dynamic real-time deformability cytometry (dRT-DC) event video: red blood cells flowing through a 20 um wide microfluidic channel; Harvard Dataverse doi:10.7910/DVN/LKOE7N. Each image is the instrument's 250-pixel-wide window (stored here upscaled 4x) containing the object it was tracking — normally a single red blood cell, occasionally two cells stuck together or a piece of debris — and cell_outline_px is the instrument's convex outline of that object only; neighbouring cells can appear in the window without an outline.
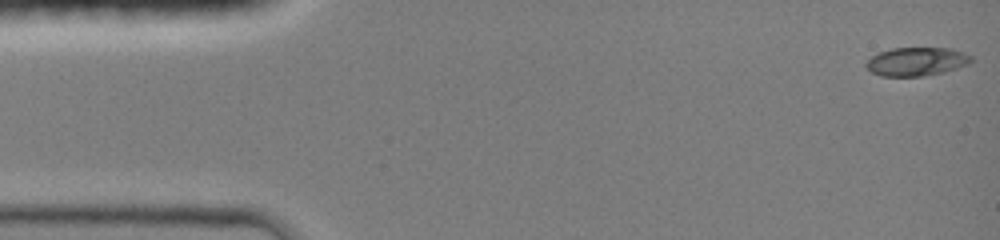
{"species": "common noctule bat (a hibernating species)", "species_latin": "Nyctalus noctula", "temperature_condition": "room temperature", "stored_images_in_passage": 27, "camera_frame_rate_fps": 3000, "um_per_image_px": 0.085, "animal": {"sex": "female", "body_mass_g": 19.0, "forearm_length_mm": 51.5}, "frame": {"image": 1, "passage_image": 1, "time_ms": 0.0, "image_size_px": [1000, 240], "cell_outline_px": [[972, 60], [968, 64], [944, 72], [920, 76], [880, 76], [872, 72], [864, 64], [876, 52], [892, 48], [952, 48], [972, 56]], "centroid_in_image_um": [77.88, 5.22], "position_along_channel_um": 7.1, "area_um2": 17.46}}
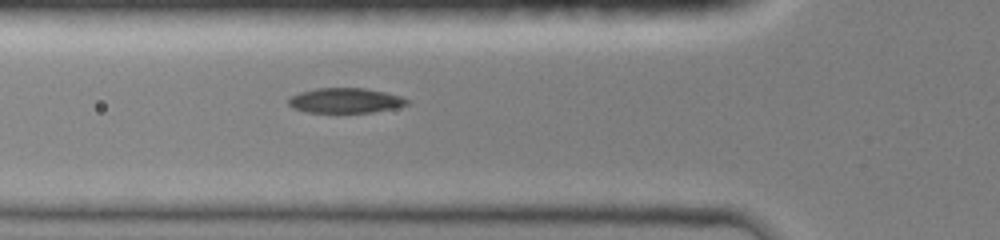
{"frame": {"image": 2, "passage_image": 16, "time_ms": 5.0, "image_size_px": [1000, 240], "cell_outline_px": [[408, 104], [396, 108], [372, 112], [308, 112], [292, 108], [288, 104], [288, 100], [292, 96], [300, 92], [316, 88], [364, 88], [384, 92], [400, 96], [408, 100]], "centroid_in_image_um": [29.34, 8.54], "position_along_channel_um": 96.5, "area_um2": 17.11}}
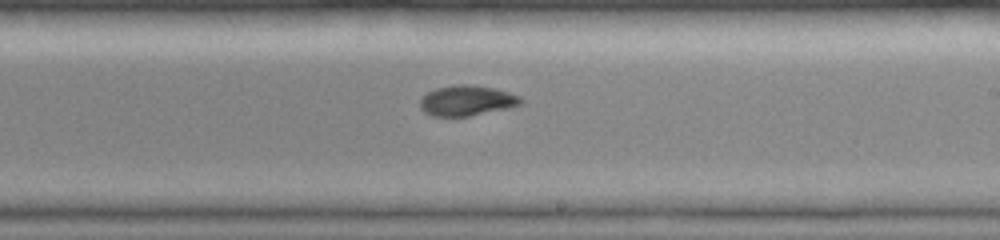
{"frame": {"image": 3, "passage_image": 27, "time_ms": 8.667, "image_size_px": [1000, 240], "cell_outline_px": [[524, 104], [468, 116], [432, 116], [424, 112], [420, 108], [420, 100], [428, 92], [436, 88], [456, 84], [468, 84], [492, 88], [508, 92], [520, 96], [524, 100]], "centroid_in_image_um": [39.68, 8.55], "position_along_channel_um": 249.3, "area_um2": 17.69}}